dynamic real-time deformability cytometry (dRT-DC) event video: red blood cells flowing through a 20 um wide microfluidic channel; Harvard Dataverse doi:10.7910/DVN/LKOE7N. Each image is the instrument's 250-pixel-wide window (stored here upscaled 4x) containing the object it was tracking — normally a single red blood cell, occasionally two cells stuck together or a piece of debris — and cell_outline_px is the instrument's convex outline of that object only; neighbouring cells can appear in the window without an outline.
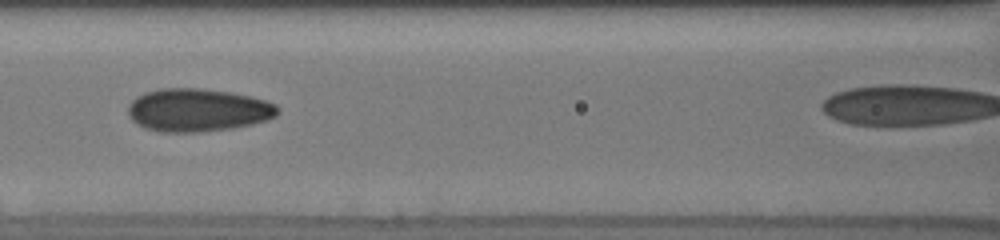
{"species": "human", "species_latin": "Homo sapiens", "temperature_condition": "cold", "stored_images_in_passage": 28, "camera_frame_rate_fps": 3000, "um_per_image_px": 0.085, "donor": {"sex": "male"}, "frame": {"image": 1, "passage_image": 24, "time_ms": 7.333, "image_size_px": [1000, 240], "cell_outline_px": [[280, 112], [276, 116], [268, 120], [252, 124], [232, 128], [196, 132], [160, 132], [144, 128], [132, 120], [128, 116], [128, 104], [136, 96], [144, 92], [160, 88], [200, 88], [228, 92], [252, 96], [276, 104], [280, 108]], "centroid_in_image_um": [16.81, 9.35], "position_along_channel_um": 149.8, "area_um2": 37.8}}
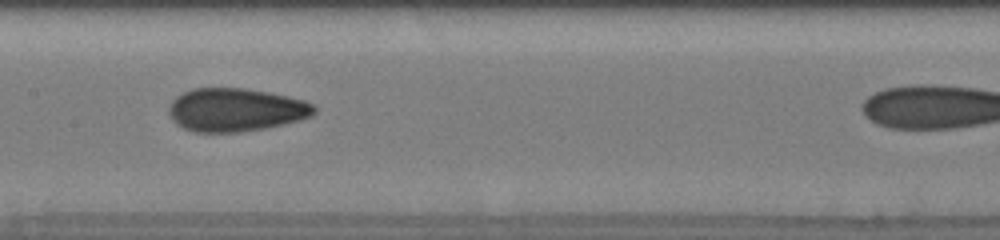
{"frame": {"image": 2, "passage_image": 27, "time_ms": 8.333, "image_size_px": [1000, 240], "cell_outline_px": [[316, 112], [312, 116], [300, 120], [284, 124], [264, 128], [240, 132], [196, 132], [184, 128], [176, 124], [172, 120], [168, 112], [168, 108], [172, 100], [176, 96], [192, 88], [244, 88], [268, 92], [288, 96], [304, 100], [316, 104]], "centroid_in_image_um": [20.05, 9.33], "position_along_channel_um": 187.4, "area_um2": 36.88}}